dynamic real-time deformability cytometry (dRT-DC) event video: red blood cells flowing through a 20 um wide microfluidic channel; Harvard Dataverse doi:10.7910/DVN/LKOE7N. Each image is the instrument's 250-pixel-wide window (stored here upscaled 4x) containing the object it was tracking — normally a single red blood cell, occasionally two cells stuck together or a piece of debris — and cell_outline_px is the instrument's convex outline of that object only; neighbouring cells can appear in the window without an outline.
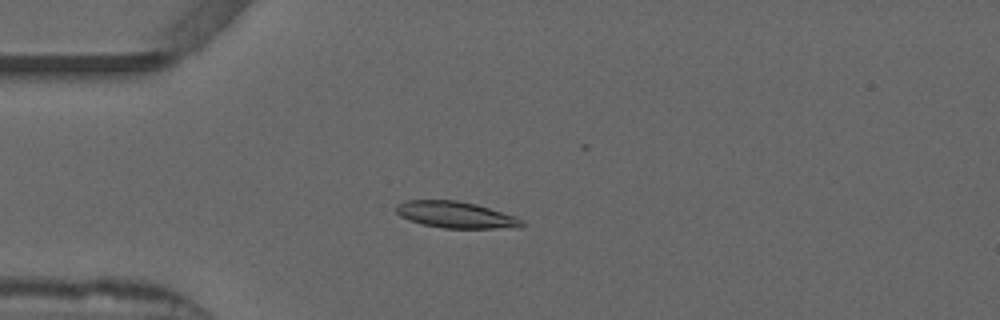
{"species": "common noctule bat (a hibernating species)", "species_latin": "Nyctalus noctula", "temperature_condition": "warm", "stored_images_in_passage": 53, "camera_frame_rate_fps": 3000, "um_per_image_px": 0.085, "animal": {"sex": "male", "forearm_length_mm": 52.5}, "frame": {"image": 1, "passage_image": 14, "time_ms": 4.333, "image_size_px": [1000, 320], "cell_outline_px": [[524, 224], [520, 228], [444, 228], [424, 224], [408, 220], [400, 216], [396, 212], [396, 204], [408, 200], [456, 200], [476, 204], [516, 216], [524, 220]], "centroid_in_image_um": [38.76, 18.26], "position_along_channel_um": 46.2, "area_um2": 19.48}}
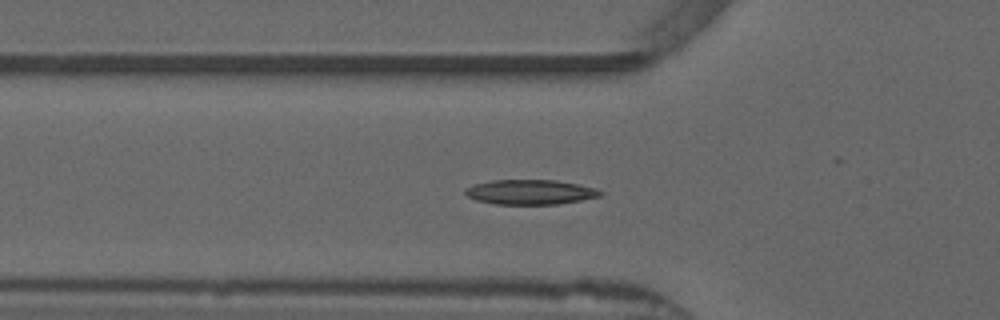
{"frame": {"image": 2, "passage_image": 18, "time_ms": 5.667, "image_size_px": [1000, 320], "cell_outline_px": [[604, 192], [600, 196], [580, 200], [556, 204], [496, 204], [476, 200], [468, 196], [464, 192], [464, 188], [472, 184], [492, 180], [556, 180], [580, 184], [596, 188]], "centroid_in_image_um": [45.06, 16.31], "position_along_channel_um": 80.7, "area_um2": 19.59}}
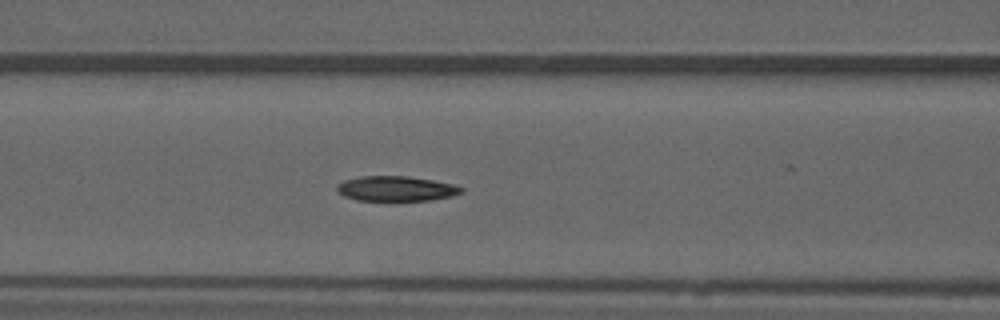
{"frame": {"image": 3, "passage_image": 22, "time_ms": 7.0, "image_size_px": [1000, 320], "cell_outline_px": [[464, 192], [452, 196], [432, 200], [356, 200], [344, 196], [336, 188], [336, 184], [344, 180], [360, 176], [408, 176], [432, 180], [452, 184], [464, 188]], "centroid_in_image_um": [33.67, 16.03], "position_along_channel_um": 132.9, "area_um2": 18.09}, "authors_computed_cell_mechanics": {"area_um2": 18.785, "velocity_mm_per_s": 3.8544, "shape_relaxation_time_tau1_ms": 6.1372, "shape_relaxation_time_tau2_ms": 6.3017, "deformation_change_tau1": 0.1549, "deformation_change_tau2": 0.1014}}